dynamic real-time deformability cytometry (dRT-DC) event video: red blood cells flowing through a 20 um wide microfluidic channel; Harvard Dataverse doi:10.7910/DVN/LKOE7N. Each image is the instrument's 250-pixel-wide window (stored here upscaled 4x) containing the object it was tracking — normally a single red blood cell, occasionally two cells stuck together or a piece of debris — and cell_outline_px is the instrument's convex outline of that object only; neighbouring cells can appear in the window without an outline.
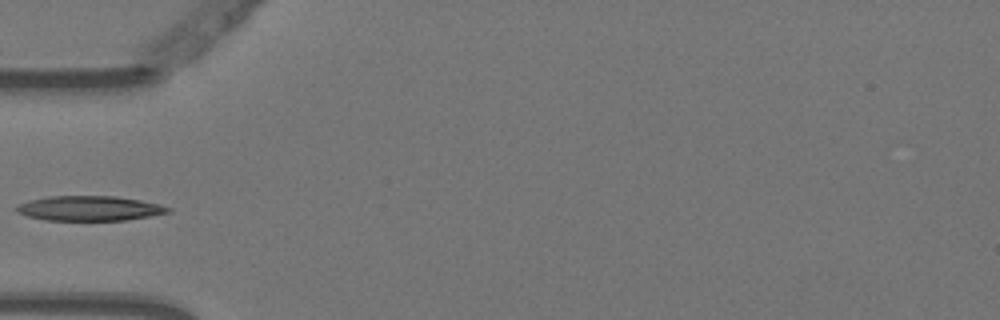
{"species": "Egyptian fruit bat (a non-hibernating species)", "species_latin": "Rousettus aegyptiacus", "temperature_condition": "warm", "stored_images_in_passage": 6, "camera_frame_rate_fps": 3000, "um_per_image_px": 0.085, "animal": {"sex": "female"}, "frame": {"image": 1, "passage_image": 5, "time_ms": 1.333, "image_size_px": [1000, 320], "cell_outline_px": [[172, 212], [128, 220], [44, 220], [28, 216], [16, 212], [12, 208], [20, 204], [32, 200], [48, 196], [116, 196], [140, 200], [160, 204], [172, 208]], "centroid_in_image_um": [7.63, 17.71], "position_along_channel_um": 77.4, "area_um2": 22.02}}